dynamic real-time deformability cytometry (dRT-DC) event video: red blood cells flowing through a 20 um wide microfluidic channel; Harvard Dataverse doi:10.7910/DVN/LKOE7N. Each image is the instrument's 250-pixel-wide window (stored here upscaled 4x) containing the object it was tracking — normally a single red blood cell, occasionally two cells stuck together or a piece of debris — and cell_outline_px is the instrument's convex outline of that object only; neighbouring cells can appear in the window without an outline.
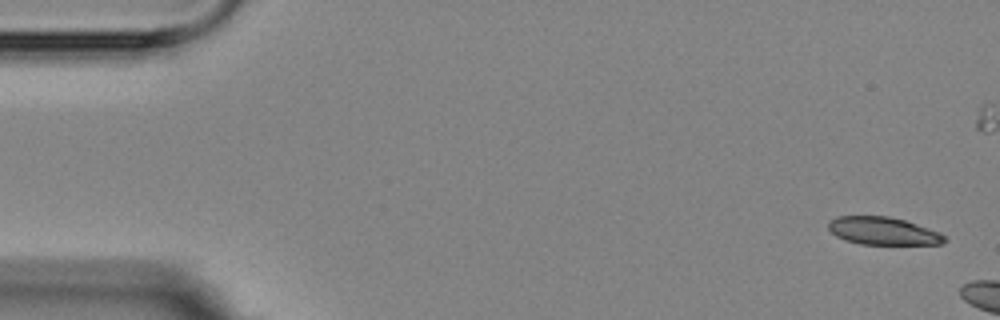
{"species": "Egyptian fruit bat (a non-hibernating species)", "species_latin": "Rousettus aegyptiacus", "temperature_condition": "room temperature", "stored_images_in_passage": 3, "camera_frame_rate_fps": 3000, "um_per_image_px": 0.085, "animal": {"sex": "female"}, "frame": {"image": 1, "passage_image": 1, "time_ms": 0.0, "image_size_px": [1000, 320], "cell_outline_px": [[948, 240], [944, 244], [860, 244], [844, 240], [836, 236], [828, 228], [828, 224], [836, 216], [888, 216], [904, 220], [940, 232]], "centroid_in_image_um": [75.07, 19.64], "position_along_channel_um": 9.9, "area_um2": 18.73}}